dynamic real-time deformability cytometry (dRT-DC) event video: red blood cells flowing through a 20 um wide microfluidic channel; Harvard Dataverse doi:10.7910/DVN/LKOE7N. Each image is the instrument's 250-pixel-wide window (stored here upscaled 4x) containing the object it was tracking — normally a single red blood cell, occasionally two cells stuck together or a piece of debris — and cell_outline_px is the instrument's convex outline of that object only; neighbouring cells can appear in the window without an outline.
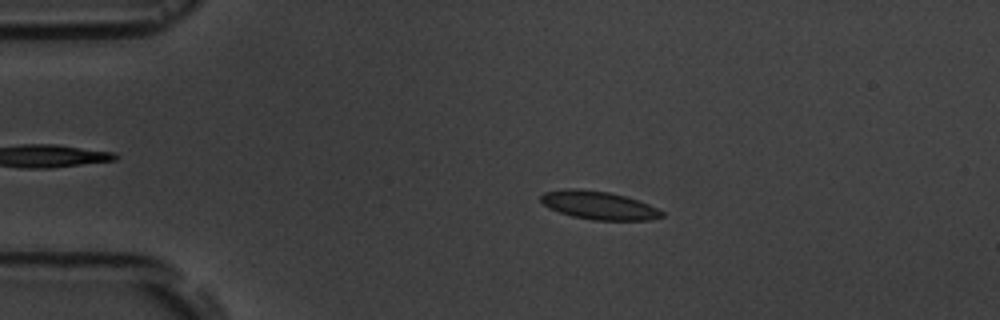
{"species": "common noctule bat (a hibernating species)", "species_latin": "Nyctalus noctula", "temperature_condition": "room temperature", "stored_images_in_passage": 4, "camera_frame_rate_fps": 3000, "um_per_image_px": 0.085, "animal": {"sex": "male", "body_mass_g": 19.5, "forearm_length_mm": 54.6}, "frame": {"image": 1, "passage_image": 3, "time_ms": 2.333, "image_size_px": [1000, 320], "cell_outline_px": [[664, 216], [652, 220], [592, 220], [572, 216], [548, 208], [540, 200], [540, 196], [544, 192], [564, 188], [580, 188], [608, 192], [640, 200], [664, 212]], "centroid_in_image_um": [50.88, 17.44], "position_along_channel_um": 34.1, "area_um2": 20.06}}